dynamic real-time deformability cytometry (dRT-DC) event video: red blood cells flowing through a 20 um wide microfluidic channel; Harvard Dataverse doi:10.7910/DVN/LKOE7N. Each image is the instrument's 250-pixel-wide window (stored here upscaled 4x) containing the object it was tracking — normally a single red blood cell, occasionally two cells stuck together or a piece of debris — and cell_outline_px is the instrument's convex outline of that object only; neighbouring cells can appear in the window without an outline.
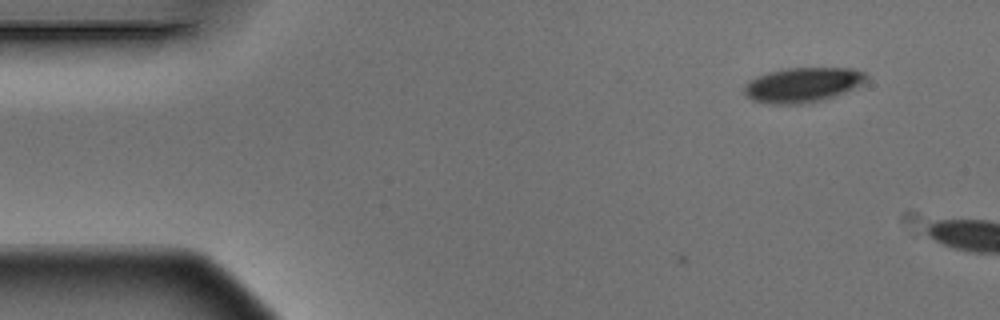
{"species": "Egyptian fruit bat (a non-hibernating species)", "species_latin": "Rousettus aegyptiacus", "temperature_condition": "warm", "stored_images_in_passage": 2, "camera_frame_rate_fps": 3000, "um_per_image_px": 0.085, "animal": {"sex": "male"}, "frame": {"image": 1, "passage_image": 2, "time_ms": 0.333, "image_size_px": [1000, 320], "cell_outline_px": [[868, 80], [864, 84], [824, 100], [800, 104], [772, 104], [752, 100], [744, 92], [744, 84], [748, 80], [756, 76], [768, 72], [784, 68], [852, 68], [864, 72], [868, 76]], "centroid_in_image_um": [68.23, 7.2], "position_along_channel_um": 16.8, "area_um2": 24.97}}